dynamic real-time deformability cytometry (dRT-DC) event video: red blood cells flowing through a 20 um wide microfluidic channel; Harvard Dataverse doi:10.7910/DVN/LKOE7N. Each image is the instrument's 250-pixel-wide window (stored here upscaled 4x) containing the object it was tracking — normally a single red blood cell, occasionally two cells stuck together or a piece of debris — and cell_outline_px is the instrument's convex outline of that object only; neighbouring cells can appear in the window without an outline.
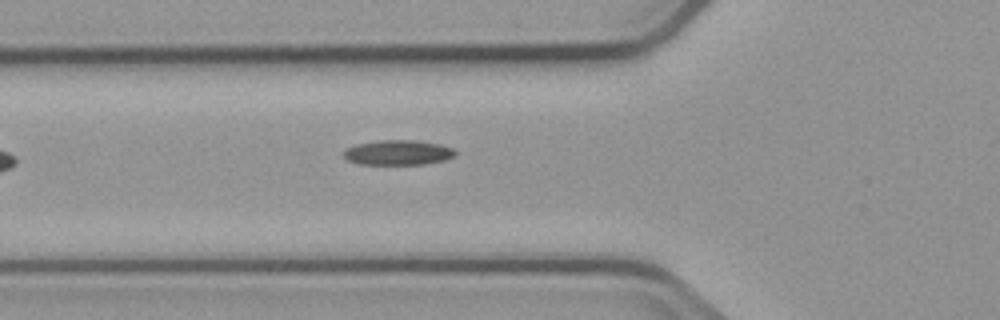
{"species": "common noctule bat (a hibernating species)", "species_latin": "Nyctalus noctula", "temperature_condition": "cold", "stored_images_in_passage": 6, "camera_frame_rate_fps": 3000, "um_per_image_px": 0.085, "animal": {"sex": "male", "body_mass_g": 23.1, "forearm_length_mm": 52.7}, "frame": {"image": 1, "passage_image": 6, "time_ms": 6.0, "image_size_px": [1000, 320], "cell_outline_px": [[456, 156], [444, 160], [424, 164], [360, 164], [348, 160], [344, 156], [344, 152], [348, 148], [356, 144], [380, 140], [412, 140], [440, 144], [452, 148], [456, 152]], "centroid_in_image_um": [33.86, 12.97], "position_along_channel_um": 91.9, "area_um2": 16.07}}